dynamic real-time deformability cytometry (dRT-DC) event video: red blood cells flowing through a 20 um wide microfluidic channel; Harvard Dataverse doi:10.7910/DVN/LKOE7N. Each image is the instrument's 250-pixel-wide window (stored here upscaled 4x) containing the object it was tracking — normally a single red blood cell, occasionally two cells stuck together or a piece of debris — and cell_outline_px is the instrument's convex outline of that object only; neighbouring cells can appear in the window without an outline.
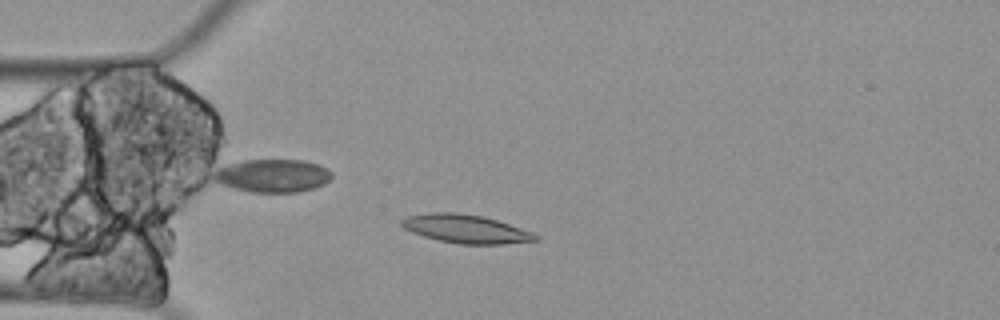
{"species": "Egyptian fruit bat (a non-hibernating species)", "species_latin": "Rousettus aegyptiacus", "temperature_condition": "cold", "stored_images_in_passage": 11, "camera_frame_rate_fps": 3000, "um_per_image_px": 0.085, "animal": {"sex": "female"}, "frame": {"image": 1, "passage_image": 5, "time_ms": 1.333, "image_size_px": [1000, 320], "cell_outline_px": [[540, 240], [504, 244], [460, 244], [440, 240], [424, 236], [412, 232], [404, 228], [400, 224], [400, 220], [408, 216], [428, 212], [456, 212], [484, 216], [532, 232], [540, 236]], "centroid_in_image_um": [39.6, 19.45], "position_along_channel_um": 45.4, "area_um2": 22.2}}
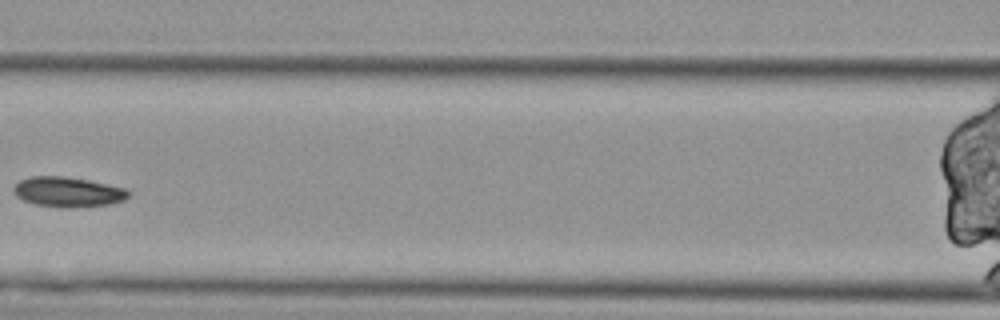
{"frame": {"image": 2, "passage_image": 8, "time_ms": 2.333, "image_size_px": [1000, 320], "cell_outline_px": [[128, 196], [124, 200], [112, 204], [36, 204], [24, 200], [16, 196], [12, 188], [20, 180], [32, 176], [60, 176], [88, 180], [124, 188], [128, 192]], "centroid_in_image_um": [5.73, 16.25], "position_along_channel_um": 160.9, "area_um2": 18.73}}
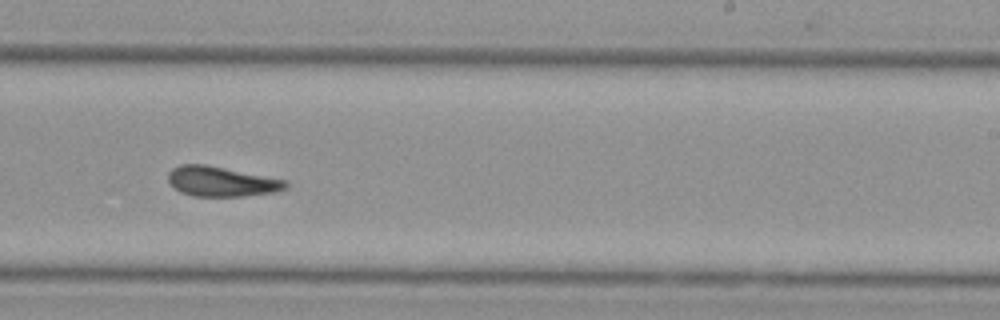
{"frame": {"image": 3, "passage_image": 11, "time_ms": 3.333, "image_size_px": [1000, 320], "cell_outline_px": [[288, 188], [276, 192], [244, 196], [192, 196], [180, 192], [168, 180], [168, 172], [172, 168], [180, 164], [208, 164], [288, 180]], "centroid_in_image_um": [18.86, 15.42], "position_along_channel_um": 270.1, "area_um2": 20.81}}